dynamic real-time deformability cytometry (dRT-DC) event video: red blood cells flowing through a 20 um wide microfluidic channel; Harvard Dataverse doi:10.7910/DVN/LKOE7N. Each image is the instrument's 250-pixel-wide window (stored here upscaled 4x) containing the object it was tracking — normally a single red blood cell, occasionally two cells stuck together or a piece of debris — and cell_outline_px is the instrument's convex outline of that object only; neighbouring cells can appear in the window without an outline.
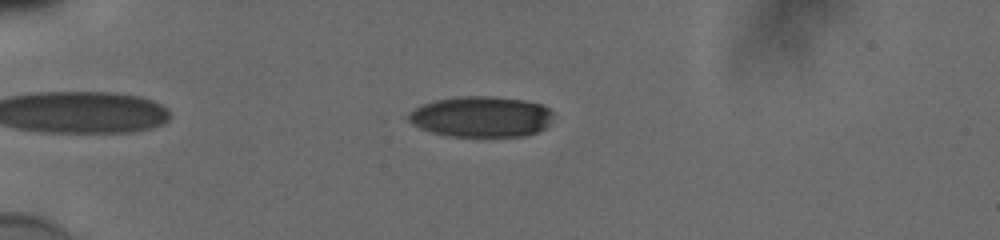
{"species": "human", "species_latin": "Homo sapiens", "temperature_condition": "cold", "stored_images_in_passage": 39, "camera_frame_rate_fps": 3000, "um_per_image_px": 0.085, "donor": {"sex": "male"}, "frame": {"image": 1, "passage_image": 5, "time_ms": 1.333, "image_size_px": [1000, 240], "cell_outline_px": [[552, 116], [548, 124], [544, 128], [536, 132], [524, 136], [448, 136], [432, 132], [420, 128], [412, 124], [408, 120], [408, 112], [420, 104], [436, 100], [464, 96], [492, 96], [524, 100], [540, 104], [548, 108], [552, 112]], "centroid_in_image_um": [40.86, 9.91], "position_along_channel_um": 44.1, "area_um2": 34.33}}
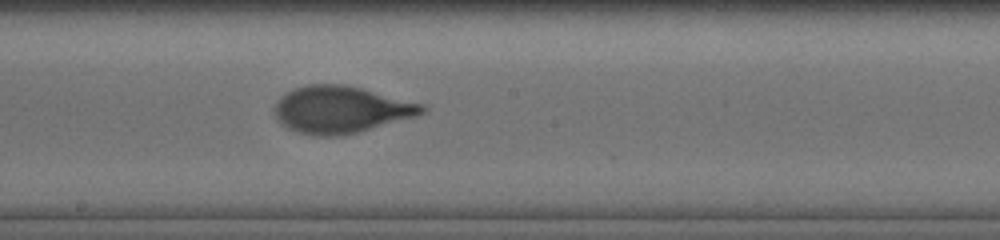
{"frame": {"image": 2, "passage_image": 22, "time_ms": 7.0, "image_size_px": [1000, 240], "cell_outline_px": [[428, 108], [424, 112], [416, 116], [344, 136], [316, 136], [300, 132], [288, 128], [276, 116], [276, 100], [280, 96], [296, 88], [308, 84], [340, 84], [360, 88], [424, 104]], "centroid_in_image_um": [29.0, 9.32], "position_along_channel_um": 219.2, "area_um2": 39.94}}
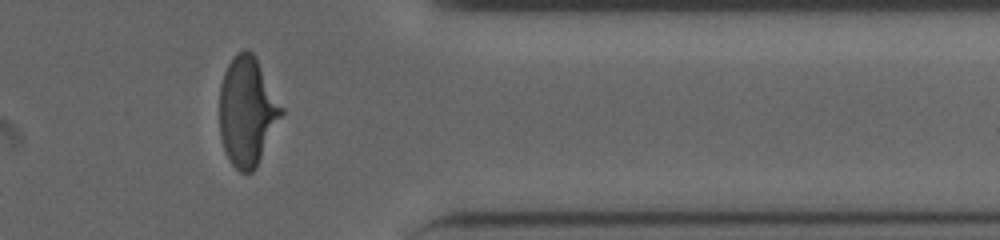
{"frame": {"image": 3, "passage_image": 36, "time_ms": 11.667, "image_size_px": [1000, 240], "cell_outline_px": [[284, 112], [256, 168], [252, 172], [240, 172], [232, 164], [224, 148], [220, 136], [220, 84], [224, 72], [228, 64], [236, 52], [244, 48], [252, 52], [256, 56], [284, 108]], "centroid_in_image_um": [21.02, 9.43], "position_along_channel_um": 390.4, "area_um2": 39.48}, "authors_computed_cell_mechanics": {"area_um2": 38.8994, "velocity_mm_per_s": 3.8614, "shape_relaxation_time_tau1_ms": 3.9722, "shape_relaxation_time_tau2_ms": null, "deformation_change_tau1": 0.1991, "deformation_change_tau2": null}}